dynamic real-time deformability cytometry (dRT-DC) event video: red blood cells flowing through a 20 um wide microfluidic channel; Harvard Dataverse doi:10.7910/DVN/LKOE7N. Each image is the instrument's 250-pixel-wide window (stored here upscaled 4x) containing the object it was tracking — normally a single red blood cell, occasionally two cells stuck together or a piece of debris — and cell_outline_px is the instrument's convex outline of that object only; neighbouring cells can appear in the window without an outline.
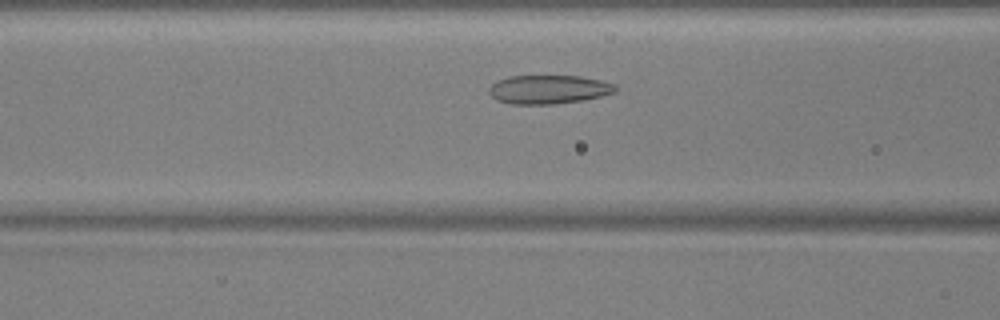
{"species": "common noctule bat (a hibernating species)", "species_latin": "Nyctalus noctula", "temperature_condition": "warm", "stored_images_in_passage": 37, "camera_frame_rate_fps": 3000, "um_per_image_px": 0.085, "animal": {"sex": "male", "body_mass_g": 17.9, "forearm_length_mm": 54.2}, "frame": {"image": 1, "passage_image": 9, "time_ms": 2.667, "image_size_px": [1000, 320], "cell_outline_px": [[616, 92], [584, 100], [552, 104], [512, 104], [496, 100], [488, 92], [488, 88], [496, 80], [508, 76], [580, 76], [600, 80], [616, 84]], "centroid_in_image_um": [46.61, 7.6], "position_along_channel_um": 120.0, "area_um2": 21.27}}
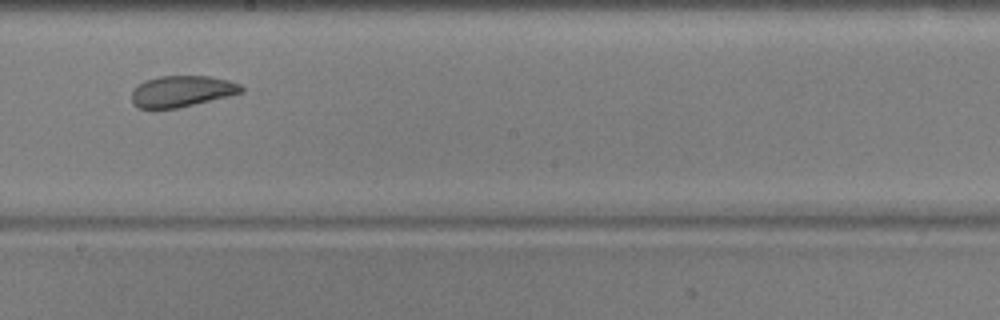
{"frame": {"image": 2, "passage_image": 18, "time_ms": 5.667, "image_size_px": [1000, 320], "cell_outline_px": [[244, 92], [228, 96], [176, 108], [140, 108], [132, 104], [132, 92], [144, 80], [160, 76], [212, 76], [228, 80], [240, 84], [244, 88]], "centroid_in_image_um": [15.47, 7.74], "position_along_channel_um": 232.7, "area_um2": 19.77}}
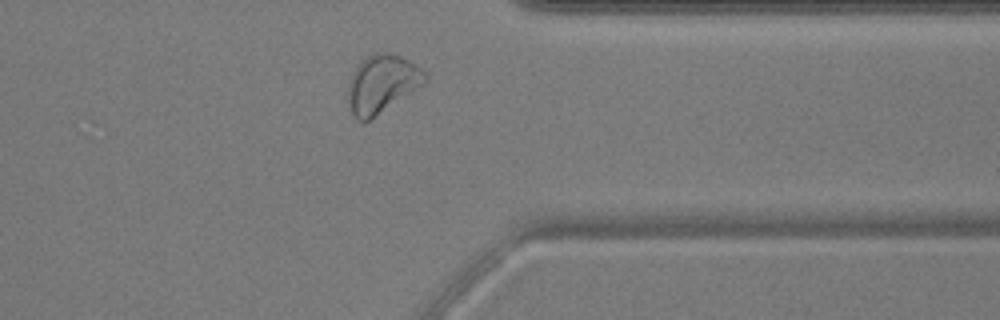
{"frame": {"image": 3, "passage_image": 30, "time_ms": 9.667, "image_size_px": [1000, 320], "cell_outline_px": [[428, 80], [424, 84], [368, 120], [360, 120], [348, 108], [348, 84], [360, 60], [376, 52], [388, 52], [400, 56], [408, 60], [420, 68], [428, 76]], "centroid_in_image_um": [32.46, 7.09], "position_along_channel_um": 378.9, "area_um2": 25.49}}